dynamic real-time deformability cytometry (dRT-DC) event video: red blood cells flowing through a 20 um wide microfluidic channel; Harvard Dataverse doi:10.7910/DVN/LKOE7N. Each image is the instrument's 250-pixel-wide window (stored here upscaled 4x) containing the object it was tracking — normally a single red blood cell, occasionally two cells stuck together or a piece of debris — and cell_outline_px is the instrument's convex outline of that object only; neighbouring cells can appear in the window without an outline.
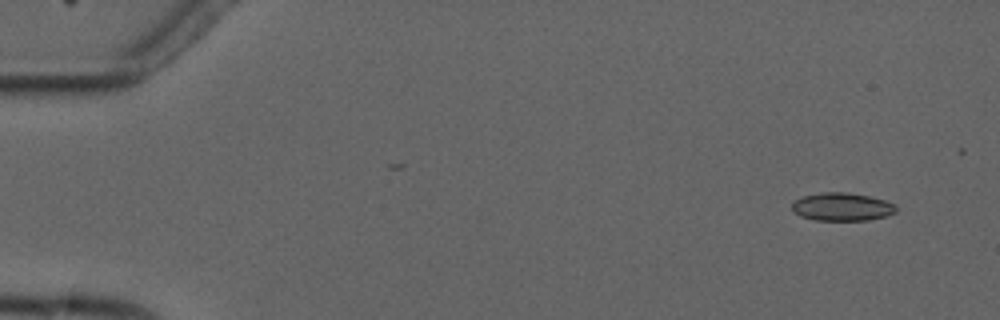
{"species": "common noctule bat (a hibernating species)", "species_latin": "Nyctalus noctula", "temperature_condition": "cold", "stored_images_in_passage": 3, "camera_frame_rate_fps": 3000, "um_per_image_px": 0.085, "animal": {"sex": "male", "forearm_length_mm": 52.5}, "frame": {"image": 1, "passage_image": 1, "time_ms": 0.0, "image_size_px": [1000, 320], "cell_outline_px": [[896, 212], [888, 216], [868, 220], [816, 220], [800, 216], [792, 212], [792, 200], [804, 196], [824, 192], [848, 192], [868, 196], [884, 200], [896, 204]], "centroid_in_image_um": [71.56, 17.58], "position_along_channel_um": 13.4, "area_um2": 17.17}}